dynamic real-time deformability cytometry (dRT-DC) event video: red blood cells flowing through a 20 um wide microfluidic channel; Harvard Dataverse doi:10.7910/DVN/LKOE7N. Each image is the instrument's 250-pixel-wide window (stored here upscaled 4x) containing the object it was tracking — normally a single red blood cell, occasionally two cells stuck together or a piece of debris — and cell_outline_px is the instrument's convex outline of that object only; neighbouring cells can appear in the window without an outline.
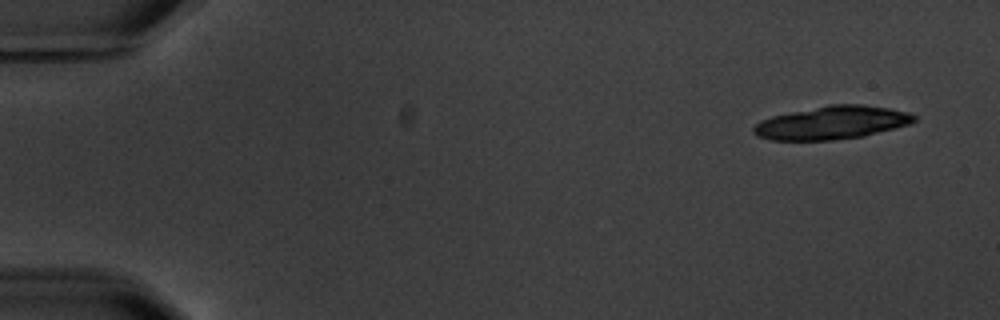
{"species": "common noctule bat (a hibernating species)", "species_latin": "Nyctalus noctula", "temperature_condition": "warm", "stored_images_in_passage": 5, "camera_frame_rate_fps": 3000, "um_per_image_px": 0.085, "animal": {"sex": "male", "body_mass_g": 20.1, "forearm_length_mm": 53.5}, "frame": {"image": 1, "passage_image": 1, "time_ms": 0.0, "image_size_px": [1000, 320], "cell_outline_px": [[916, 120], [908, 124], [864, 136], [832, 140], [772, 140], [756, 136], [752, 132], [752, 128], [760, 120], [772, 116], [828, 104], [860, 104], [888, 108], [908, 112], [916, 116]], "centroid_in_image_um": [70.67, 10.43], "position_along_channel_um": 14.3, "area_um2": 30.92}}